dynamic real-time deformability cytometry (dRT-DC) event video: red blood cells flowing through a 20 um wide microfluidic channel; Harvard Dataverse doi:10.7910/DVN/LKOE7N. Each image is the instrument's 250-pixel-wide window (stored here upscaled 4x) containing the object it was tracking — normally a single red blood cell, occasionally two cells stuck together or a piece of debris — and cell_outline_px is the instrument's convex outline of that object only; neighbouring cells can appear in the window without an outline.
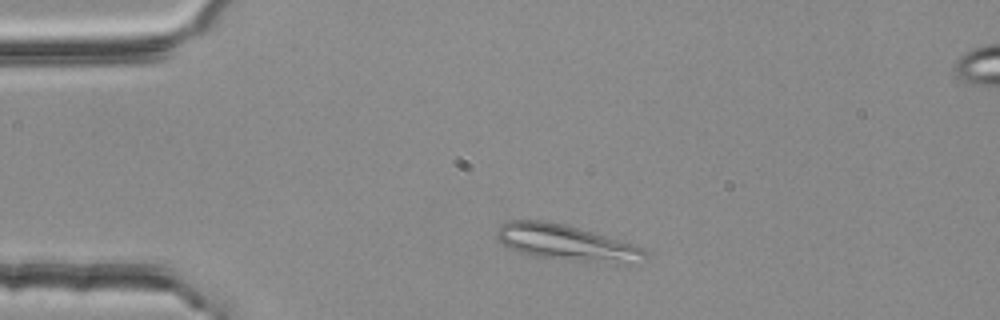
{"species": "common noctule bat (a hibernating species)", "species_latin": "Nyctalus noctula", "temperature_condition": "room temperature", "stored_images_in_passage": 41, "camera_frame_rate_fps": 3000, "um_per_image_px": 0.085, "animal": {"sex": "female", "body_mass_g": 25.1}, "frame": {"image": 1, "passage_image": 2, "time_ms": 0.333, "image_size_px": [1000, 320], "cell_outline_px": [[648, 256], [616, 264], [608, 264], [564, 260], [532, 256], [516, 252], [508, 248], [496, 240], [496, 236], [500, 224], [508, 220], [544, 220], [564, 224], [580, 228], [632, 244], [644, 248], [648, 252]], "centroid_in_image_um": [48.04, 20.63], "position_along_channel_um": 37.0, "area_um2": 31.15}}
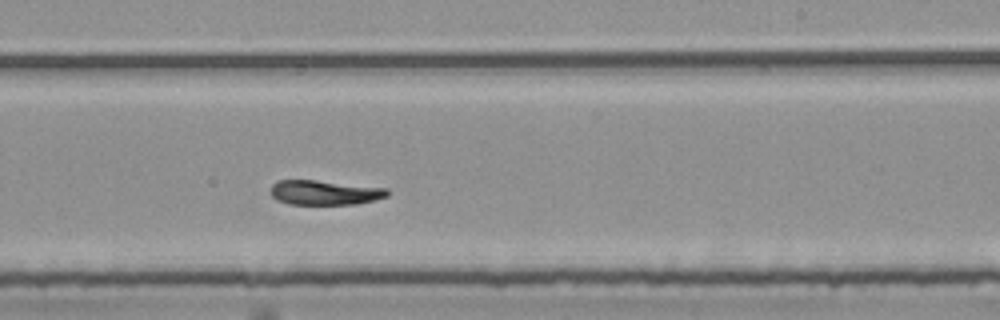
{"frame": {"image": 2, "passage_image": 23, "time_ms": 7.333, "image_size_px": [1000, 320], "cell_outline_px": [[392, 192], [388, 196], [376, 200], [356, 204], [288, 204], [276, 200], [272, 196], [272, 184], [276, 180], [316, 180], [388, 188]], "centroid_in_image_um": [27.64, 16.36], "position_along_channel_um": 261.4, "area_um2": 16.94}}
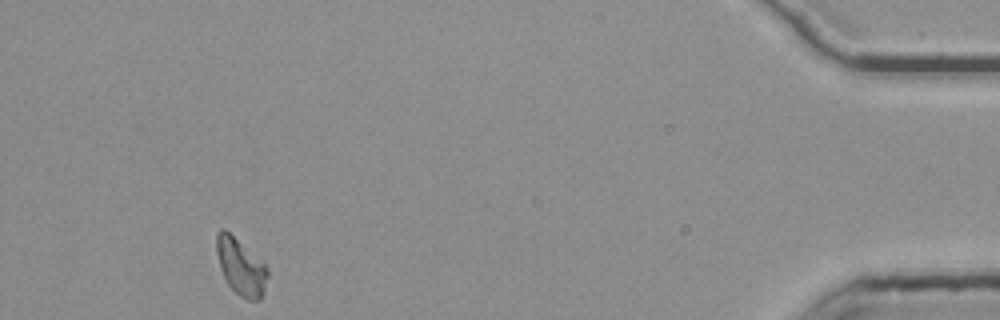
{"frame": {"image": 3, "passage_image": 41, "time_ms": 13.333, "image_size_px": [1000, 320], "cell_outline_px": [[268, 276], [264, 292], [260, 300], [248, 300], [240, 296], [228, 284], [220, 268], [216, 252], [216, 232], [220, 228], [224, 228], [264, 264], [268, 268]], "centroid_in_image_um": [20.46, 22.68], "position_along_channel_um": 414.7, "area_um2": 16.59}}